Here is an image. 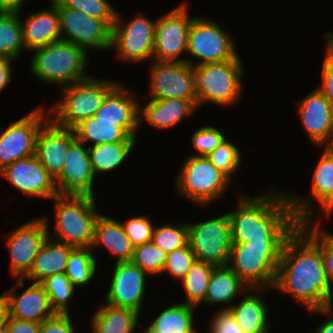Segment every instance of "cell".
<instances>
[{"instance_id": "cell-1", "label": "cell", "mask_w": 333, "mask_h": 333, "mask_svg": "<svg viewBox=\"0 0 333 333\" xmlns=\"http://www.w3.org/2000/svg\"><path fill=\"white\" fill-rule=\"evenodd\" d=\"M273 289L288 293L308 311L328 306L329 285L321 249L299 227L283 246Z\"/></svg>"}, {"instance_id": "cell-2", "label": "cell", "mask_w": 333, "mask_h": 333, "mask_svg": "<svg viewBox=\"0 0 333 333\" xmlns=\"http://www.w3.org/2000/svg\"><path fill=\"white\" fill-rule=\"evenodd\" d=\"M240 193L238 206L227 213L232 244L252 240H287L299 227L300 221L294 215L286 191L266 190L262 195L251 197Z\"/></svg>"}, {"instance_id": "cell-3", "label": "cell", "mask_w": 333, "mask_h": 333, "mask_svg": "<svg viewBox=\"0 0 333 333\" xmlns=\"http://www.w3.org/2000/svg\"><path fill=\"white\" fill-rule=\"evenodd\" d=\"M32 51V76L44 84L62 88L90 77L89 54L73 43L60 40Z\"/></svg>"}, {"instance_id": "cell-4", "label": "cell", "mask_w": 333, "mask_h": 333, "mask_svg": "<svg viewBox=\"0 0 333 333\" xmlns=\"http://www.w3.org/2000/svg\"><path fill=\"white\" fill-rule=\"evenodd\" d=\"M54 200V231L48 237L78 248H90L95 223L100 216L95 197L85 195H56Z\"/></svg>"}, {"instance_id": "cell-5", "label": "cell", "mask_w": 333, "mask_h": 333, "mask_svg": "<svg viewBox=\"0 0 333 333\" xmlns=\"http://www.w3.org/2000/svg\"><path fill=\"white\" fill-rule=\"evenodd\" d=\"M286 240H252L232 244L228 266L250 288H274Z\"/></svg>"}, {"instance_id": "cell-6", "label": "cell", "mask_w": 333, "mask_h": 333, "mask_svg": "<svg viewBox=\"0 0 333 333\" xmlns=\"http://www.w3.org/2000/svg\"><path fill=\"white\" fill-rule=\"evenodd\" d=\"M118 83L90 76L60 88L61 99L50 108V118L59 126L73 129L81 121L95 115L106 95Z\"/></svg>"}, {"instance_id": "cell-7", "label": "cell", "mask_w": 333, "mask_h": 333, "mask_svg": "<svg viewBox=\"0 0 333 333\" xmlns=\"http://www.w3.org/2000/svg\"><path fill=\"white\" fill-rule=\"evenodd\" d=\"M193 69L198 107L208 102L231 107L243 94L245 68L241 59L197 65Z\"/></svg>"}, {"instance_id": "cell-8", "label": "cell", "mask_w": 333, "mask_h": 333, "mask_svg": "<svg viewBox=\"0 0 333 333\" xmlns=\"http://www.w3.org/2000/svg\"><path fill=\"white\" fill-rule=\"evenodd\" d=\"M177 193L201 208L217 201L233 182L207 156H189L176 176Z\"/></svg>"}, {"instance_id": "cell-9", "label": "cell", "mask_w": 333, "mask_h": 333, "mask_svg": "<svg viewBox=\"0 0 333 333\" xmlns=\"http://www.w3.org/2000/svg\"><path fill=\"white\" fill-rule=\"evenodd\" d=\"M207 17H194L188 32L187 54L199 59L187 62L195 67L207 63H218L240 59L234 38L216 21Z\"/></svg>"}, {"instance_id": "cell-10", "label": "cell", "mask_w": 333, "mask_h": 333, "mask_svg": "<svg viewBox=\"0 0 333 333\" xmlns=\"http://www.w3.org/2000/svg\"><path fill=\"white\" fill-rule=\"evenodd\" d=\"M134 16L129 22H124L117 11L110 49L115 48L122 62L139 64L153 57L156 21L142 13Z\"/></svg>"}, {"instance_id": "cell-11", "label": "cell", "mask_w": 333, "mask_h": 333, "mask_svg": "<svg viewBox=\"0 0 333 333\" xmlns=\"http://www.w3.org/2000/svg\"><path fill=\"white\" fill-rule=\"evenodd\" d=\"M188 243L196 260L227 266L230 257L231 223L228 214L203 222L187 223Z\"/></svg>"}, {"instance_id": "cell-12", "label": "cell", "mask_w": 333, "mask_h": 333, "mask_svg": "<svg viewBox=\"0 0 333 333\" xmlns=\"http://www.w3.org/2000/svg\"><path fill=\"white\" fill-rule=\"evenodd\" d=\"M60 17L61 40L84 49L107 51L111 47L112 29L99 19L66 8L59 0H50Z\"/></svg>"}, {"instance_id": "cell-13", "label": "cell", "mask_w": 333, "mask_h": 333, "mask_svg": "<svg viewBox=\"0 0 333 333\" xmlns=\"http://www.w3.org/2000/svg\"><path fill=\"white\" fill-rule=\"evenodd\" d=\"M149 67L150 99L198 100L194 69L187 61L152 60Z\"/></svg>"}, {"instance_id": "cell-14", "label": "cell", "mask_w": 333, "mask_h": 333, "mask_svg": "<svg viewBox=\"0 0 333 333\" xmlns=\"http://www.w3.org/2000/svg\"><path fill=\"white\" fill-rule=\"evenodd\" d=\"M188 6L181 3L167 14L156 19L153 60L187 61L188 32L193 17H189ZM180 56V58H179Z\"/></svg>"}, {"instance_id": "cell-15", "label": "cell", "mask_w": 333, "mask_h": 333, "mask_svg": "<svg viewBox=\"0 0 333 333\" xmlns=\"http://www.w3.org/2000/svg\"><path fill=\"white\" fill-rule=\"evenodd\" d=\"M49 116L42 106H37L0 133V170L35 154L38 131Z\"/></svg>"}, {"instance_id": "cell-16", "label": "cell", "mask_w": 333, "mask_h": 333, "mask_svg": "<svg viewBox=\"0 0 333 333\" xmlns=\"http://www.w3.org/2000/svg\"><path fill=\"white\" fill-rule=\"evenodd\" d=\"M48 217H40L21 224L4 236L10 255V274L24 278L32 268L34 259L48 238Z\"/></svg>"}, {"instance_id": "cell-17", "label": "cell", "mask_w": 333, "mask_h": 333, "mask_svg": "<svg viewBox=\"0 0 333 333\" xmlns=\"http://www.w3.org/2000/svg\"><path fill=\"white\" fill-rule=\"evenodd\" d=\"M311 180L309 197H301L294 194V192L293 194L287 193L294 215L300 222L313 219L321 220V218L316 216L314 210H312L314 208V201H317V204L321 208L320 210H323L322 213L326 217L331 216L333 212V159L322 153Z\"/></svg>"}, {"instance_id": "cell-18", "label": "cell", "mask_w": 333, "mask_h": 333, "mask_svg": "<svg viewBox=\"0 0 333 333\" xmlns=\"http://www.w3.org/2000/svg\"><path fill=\"white\" fill-rule=\"evenodd\" d=\"M147 273L132 261L115 262L112 279L104 302L141 313L148 286Z\"/></svg>"}, {"instance_id": "cell-19", "label": "cell", "mask_w": 333, "mask_h": 333, "mask_svg": "<svg viewBox=\"0 0 333 333\" xmlns=\"http://www.w3.org/2000/svg\"><path fill=\"white\" fill-rule=\"evenodd\" d=\"M84 145V146H83ZM61 174L55 179L60 195H85L94 197L96 180L89 159L88 147L75 139L65 153Z\"/></svg>"}, {"instance_id": "cell-20", "label": "cell", "mask_w": 333, "mask_h": 333, "mask_svg": "<svg viewBox=\"0 0 333 333\" xmlns=\"http://www.w3.org/2000/svg\"><path fill=\"white\" fill-rule=\"evenodd\" d=\"M0 175L29 197L53 199L59 194L55 179L41 165L35 154L7 165L0 170Z\"/></svg>"}, {"instance_id": "cell-21", "label": "cell", "mask_w": 333, "mask_h": 333, "mask_svg": "<svg viewBox=\"0 0 333 333\" xmlns=\"http://www.w3.org/2000/svg\"><path fill=\"white\" fill-rule=\"evenodd\" d=\"M75 139L73 129L57 125L50 117L39 129L35 156L54 179L61 174L65 153Z\"/></svg>"}, {"instance_id": "cell-22", "label": "cell", "mask_w": 333, "mask_h": 333, "mask_svg": "<svg viewBox=\"0 0 333 333\" xmlns=\"http://www.w3.org/2000/svg\"><path fill=\"white\" fill-rule=\"evenodd\" d=\"M24 286V278H17L15 286L3 294L10 318L41 323L56 315L41 283L33 282L17 295L16 289Z\"/></svg>"}, {"instance_id": "cell-23", "label": "cell", "mask_w": 333, "mask_h": 333, "mask_svg": "<svg viewBox=\"0 0 333 333\" xmlns=\"http://www.w3.org/2000/svg\"><path fill=\"white\" fill-rule=\"evenodd\" d=\"M301 124L312 143L319 147L333 132V106L316 88L297 102Z\"/></svg>"}, {"instance_id": "cell-24", "label": "cell", "mask_w": 333, "mask_h": 333, "mask_svg": "<svg viewBox=\"0 0 333 333\" xmlns=\"http://www.w3.org/2000/svg\"><path fill=\"white\" fill-rule=\"evenodd\" d=\"M139 121H107L94 117L81 121L73 128L75 137L83 144L92 146L120 141H136ZM137 132V133H136Z\"/></svg>"}, {"instance_id": "cell-25", "label": "cell", "mask_w": 333, "mask_h": 333, "mask_svg": "<svg viewBox=\"0 0 333 333\" xmlns=\"http://www.w3.org/2000/svg\"><path fill=\"white\" fill-rule=\"evenodd\" d=\"M196 109H198V100L150 99L143 106L139 103V125L148 122L154 129L165 130L190 117Z\"/></svg>"}, {"instance_id": "cell-26", "label": "cell", "mask_w": 333, "mask_h": 333, "mask_svg": "<svg viewBox=\"0 0 333 333\" xmlns=\"http://www.w3.org/2000/svg\"><path fill=\"white\" fill-rule=\"evenodd\" d=\"M47 10L30 13L21 20L25 50H35L61 40L60 17L57 7L50 2Z\"/></svg>"}, {"instance_id": "cell-27", "label": "cell", "mask_w": 333, "mask_h": 333, "mask_svg": "<svg viewBox=\"0 0 333 333\" xmlns=\"http://www.w3.org/2000/svg\"><path fill=\"white\" fill-rule=\"evenodd\" d=\"M249 290L259 294L249 293ZM265 290L266 288H250L245 292L244 297L240 298L238 304L222 308L232 314L244 333H269L270 331L269 309L264 298H260Z\"/></svg>"}, {"instance_id": "cell-28", "label": "cell", "mask_w": 333, "mask_h": 333, "mask_svg": "<svg viewBox=\"0 0 333 333\" xmlns=\"http://www.w3.org/2000/svg\"><path fill=\"white\" fill-rule=\"evenodd\" d=\"M103 246L115 257V262L131 261L134 246L125 234L121 221L100 213L95 228L91 250Z\"/></svg>"}, {"instance_id": "cell-29", "label": "cell", "mask_w": 333, "mask_h": 333, "mask_svg": "<svg viewBox=\"0 0 333 333\" xmlns=\"http://www.w3.org/2000/svg\"><path fill=\"white\" fill-rule=\"evenodd\" d=\"M75 247L47 238L36 255L32 268L24 280L41 283L47 277L65 272L69 255Z\"/></svg>"}, {"instance_id": "cell-30", "label": "cell", "mask_w": 333, "mask_h": 333, "mask_svg": "<svg viewBox=\"0 0 333 333\" xmlns=\"http://www.w3.org/2000/svg\"><path fill=\"white\" fill-rule=\"evenodd\" d=\"M118 83L104 98L93 116L96 120L139 121V101L132 90Z\"/></svg>"}, {"instance_id": "cell-31", "label": "cell", "mask_w": 333, "mask_h": 333, "mask_svg": "<svg viewBox=\"0 0 333 333\" xmlns=\"http://www.w3.org/2000/svg\"><path fill=\"white\" fill-rule=\"evenodd\" d=\"M250 289L238 275L227 266H216L213 268L207 286V293L203 303L216 305L217 303L230 305L232 300ZM231 302V303H230Z\"/></svg>"}, {"instance_id": "cell-32", "label": "cell", "mask_w": 333, "mask_h": 333, "mask_svg": "<svg viewBox=\"0 0 333 333\" xmlns=\"http://www.w3.org/2000/svg\"><path fill=\"white\" fill-rule=\"evenodd\" d=\"M139 315L134 310L104 302L94 312L90 328L93 333H136L134 331L140 326Z\"/></svg>"}, {"instance_id": "cell-33", "label": "cell", "mask_w": 333, "mask_h": 333, "mask_svg": "<svg viewBox=\"0 0 333 333\" xmlns=\"http://www.w3.org/2000/svg\"><path fill=\"white\" fill-rule=\"evenodd\" d=\"M196 308L183 302L173 303L163 309L148 328L153 333H194L197 330L194 327Z\"/></svg>"}, {"instance_id": "cell-34", "label": "cell", "mask_w": 333, "mask_h": 333, "mask_svg": "<svg viewBox=\"0 0 333 333\" xmlns=\"http://www.w3.org/2000/svg\"><path fill=\"white\" fill-rule=\"evenodd\" d=\"M136 141H120L88 146V153L95 176L116 170L134 149Z\"/></svg>"}, {"instance_id": "cell-35", "label": "cell", "mask_w": 333, "mask_h": 333, "mask_svg": "<svg viewBox=\"0 0 333 333\" xmlns=\"http://www.w3.org/2000/svg\"><path fill=\"white\" fill-rule=\"evenodd\" d=\"M21 12L0 11V57L16 60L25 49Z\"/></svg>"}, {"instance_id": "cell-36", "label": "cell", "mask_w": 333, "mask_h": 333, "mask_svg": "<svg viewBox=\"0 0 333 333\" xmlns=\"http://www.w3.org/2000/svg\"><path fill=\"white\" fill-rule=\"evenodd\" d=\"M214 267L209 263L195 260L191 269L181 280L186 296L182 301L183 303L194 307L202 306L207 293L210 274Z\"/></svg>"}, {"instance_id": "cell-37", "label": "cell", "mask_w": 333, "mask_h": 333, "mask_svg": "<svg viewBox=\"0 0 333 333\" xmlns=\"http://www.w3.org/2000/svg\"><path fill=\"white\" fill-rule=\"evenodd\" d=\"M96 271L97 261L91 248L75 247L69 255L64 273L77 288L89 284Z\"/></svg>"}, {"instance_id": "cell-38", "label": "cell", "mask_w": 333, "mask_h": 333, "mask_svg": "<svg viewBox=\"0 0 333 333\" xmlns=\"http://www.w3.org/2000/svg\"><path fill=\"white\" fill-rule=\"evenodd\" d=\"M321 225L322 220H307L300 222L299 228L321 249L329 285V299L332 301L333 235L329 231H325Z\"/></svg>"}, {"instance_id": "cell-39", "label": "cell", "mask_w": 333, "mask_h": 333, "mask_svg": "<svg viewBox=\"0 0 333 333\" xmlns=\"http://www.w3.org/2000/svg\"><path fill=\"white\" fill-rule=\"evenodd\" d=\"M46 294L49 297L52 309L56 314H70L69 302L77 289L69 280L67 275L57 273L47 277L41 282Z\"/></svg>"}, {"instance_id": "cell-40", "label": "cell", "mask_w": 333, "mask_h": 333, "mask_svg": "<svg viewBox=\"0 0 333 333\" xmlns=\"http://www.w3.org/2000/svg\"><path fill=\"white\" fill-rule=\"evenodd\" d=\"M151 241L166 253L180 249L188 244L187 223L156 225Z\"/></svg>"}, {"instance_id": "cell-41", "label": "cell", "mask_w": 333, "mask_h": 333, "mask_svg": "<svg viewBox=\"0 0 333 333\" xmlns=\"http://www.w3.org/2000/svg\"><path fill=\"white\" fill-rule=\"evenodd\" d=\"M166 259L167 253L150 241L134 247L131 261L151 276L162 274Z\"/></svg>"}, {"instance_id": "cell-42", "label": "cell", "mask_w": 333, "mask_h": 333, "mask_svg": "<svg viewBox=\"0 0 333 333\" xmlns=\"http://www.w3.org/2000/svg\"><path fill=\"white\" fill-rule=\"evenodd\" d=\"M66 8L104 21L111 29L116 21L117 11L108 0H59Z\"/></svg>"}, {"instance_id": "cell-43", "label": "cell", "mask_w": 333, "mask_h": 333, "mask_svg": "<svg viewBox=\"0 0 333 333\" xmlns=\"http://www.w3.org/2000/svg\"><path fill=\"white\" fill-rule=\"evenodd\" d=\"M207 158L233 181L232 175L239 171L242 154L232 141L225 139Z\"/></svg>"}, {"instance_id": "cell-44", "label": "cell", "mask_w": 333, "mask_h": 333, "mask_svg": "<svg viewBox=\"0 0 333 333\" xmlns=\"http://www.w3.org/2000/svg\"><path fill=\"white\" fill-rule=\"evenodd\" d=\"M196 258L189 245L167 253V259L162 273L168 272L176 280H182L191 269Z\"/></svg>"}, {"instance_id": "cell-45", "label": "cell", "mask_w": 333, "mask_h": 333, "mask_svg": "<svg viewBox=\"0 0 333 333\" xmlns=\"http://www.w3.org/2000/svg\"><path fill=\"white\" fill-rule=\"evenodd\" d=\"M191 138L192 146L197 151V154L191 156H207L226 139V136L216 127L202 126Z\"/></svg>"}, {"instance_id": "cell-46", "label": "cell", "mask_w": 333, "mask_h": 333, "mask_svg": "<svg viewBox=\"0 0 333 333\" xmlns=\"http://www.w3.org/2000/svg\"><path fill=\"white\" fill-rule=\"evenodd\" d=\"M151 220L148 215H142L131 217L125 222L121 221L125 234L134 247L152 240L155 226Z\"/></svg>"}, {"instance_id": "cell-47", "label": "cell", "mask_w": 333, "mask_h": 333, "mask_svg": "<svg viewBox=\"0 0 333 333\" xmlns=\"http://www.w3.org/2000/svg\"><path fill=\"white\" fill-rule=\"evenodd\" d=\"M325 37L327 48L321 66L322 82L320 86L318 85V89L333 106V32H328Z\"/></svg>"}, {"instance_id": "cell-48", "label": "cell", "mask_w": 333, "mask_h": 333, "mask_svg": "<svg viewBox=\"0 0 333 333\" xmlns=\"http://www.w3.org/2000/svg\"><path fill=\"white\" fill-rule=\"evenodd\" d=\"M209 323V333H244L228 310L220 308Z\"/></svg>"}, {"instance_id": "cell-49", "label": "cell", "mask_w": 333, "mask_h": 333, "mask_svg": "<svg viewBox=\"0 0 333 333\" xmlns=\"http://www.w3.org/2000/svg\"><path fill=\"white\" fill-rule=\"evenodd\" d=\"M70 314H56L40 323L38 333H75Z\"/></svg>"}, {"instance_id": "cell-50", "label": "cell", "mask_w": 333, "mask_h": 333, "mask_svg": "<svg viewBox=\"0 0 333 333\" xmlns=\"http://www.w3.org/2000/svg\"><path fill=\"white\" fill-rule=\"evenodd\" d=\"M39 328L40 323L38 322L22 321L10 317L6 327L8 333H38Z\"/></svg>"}, {"instance_id": "cell-51", "label": "cell", "mask_w": 333, "mask_h": 333, "mask_svg": "<svg viewBox=\"0 0 333 333\" xmlns=\"http://www.w3.org/2000/svg\"><path fill=\"white\" fill-rule=\"evenodd\" d=\"M311 314H321L324 317H327V320L320 324L316 332L314 333H333V305L332 301H329L327 308L315 309L309 311Z\"/></svg>"}, {"instance_id": "cell-52", "label": "cell", "mask_w": 333, "mask_h": 333, "mask_svg": "<svg viewBox=\"0 0 333 333\" xmlns=\"http://www.w3.org/2000/svg\"><path fill=\"white\" fill-rule=\"evenodd\" d=\"M15 60L6 57H0V92H2L12 81L11 77L13 75L12 62Z\"/></svg>"}, {"instance_id": "cell-53", "label": "cell", "mask_w": 333, "mask_h": 333, "mask_svg": "<svg viewBox=\"0 0 333 333\" xmlns=\"http://www.w3.org/2000/svg\"><path fill=\"white\" fill-rule=\"evenodd\" d=\"M26 0H0V11L21 12Z\"/></svg>"}, {"instance_id": "cell-54", "label": "cell", "mask_w": 333, "mask_h": 333, "mask_svg": "<svg viewBox=\"0 0 333 333\" xmlns=\"http://www.w3.org/2000/svg\"><path fill=\"white\" fill-rule=\"evenodd\" d=\"M9 320V310L6 299L3 295L0 296V332L5 330Z\"/></svg>"}, {"instance_id": "cell-55", "label": "cell", "mask_w": 333, "mask_h": 333, "mask_svg": "<svg viewBox=\"0 0 333 333\" xmlns=\"http://www.w3.org/2000/svg\"><path fill=\"white\" fill-rule=\"evenodd\" d=\"M323 153H325L329 158L333 159V132L327 137V139L319 146L323 147Z\"/></svg>"}, {"instance_id": "cell-56", "label": "cell", "mask_w": 333, "mask_h": 333, "mask_svg": "<svg viewBox=\"0 0 333 333\" xmlns=\"http://www.w3.org/2000/svg\"><path fill=\"white\" fill-rule=\"evenodd\" d=\"M139 333H153L148 327L147 328H145V330H141V332H139Z\"/></svg>"}, {"instance_id": "cell-57", "label": "cell", "mask_w": 333, "mask_h": 333, "mask_svg": "<svg viewBox=\"0 0 333 333\" xmlns=\"http://www.w3.org/2000/svg\"><path fill=\"white\" fill-rule=\"evenodd\" d=\"M0 333H8L7 329L1 331Z\"/></svg>"}]
</instances>
